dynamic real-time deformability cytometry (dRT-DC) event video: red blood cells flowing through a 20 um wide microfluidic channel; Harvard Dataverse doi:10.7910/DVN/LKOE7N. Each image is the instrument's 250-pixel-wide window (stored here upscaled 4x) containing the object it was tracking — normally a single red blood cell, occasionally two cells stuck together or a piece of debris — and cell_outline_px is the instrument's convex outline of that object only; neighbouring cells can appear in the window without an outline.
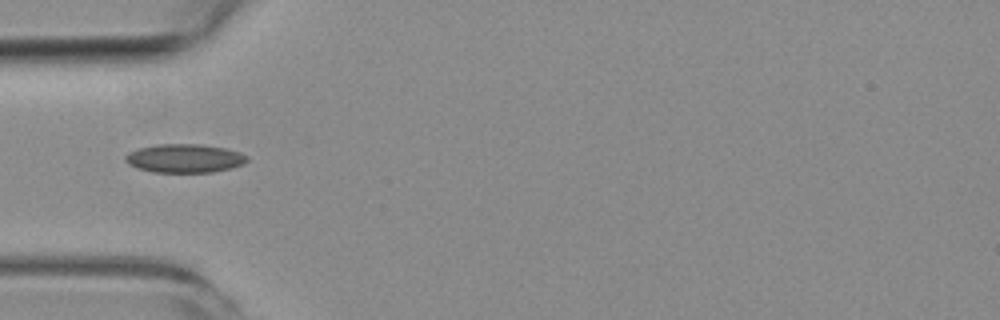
{"species": "common noctule bat (a hibernating species)", "species_latin": "Nyctalus noctula", "temperature_condition": "room temperature", "stored_images_in_passage": 4, "camera_frame_rate_fps": 3000, "um_per_image_px": 0.085, "animal": {"sex": "female", "body_mass_g": 19.3, "forearm_length_mm": 54.1}, "frame": {"image": 1, "passage_image": 3, "time_ms": 2.333, "image_size_px": [1000, 320], "cell_outline_px": [[248, 160], [244, 164], [232, 168], [212, 172], [152, 172], [136, 168], [128, 164], [124, 160], [124, 156], [128, 152], [140, 148], [156, 144], [200, 144], [228, 148], [240, 152], [248, 156]], "centroid_in_image_um": [15.7, 13.45], "position_along_channel_um": 69.3, "area_um2": 20.58}}
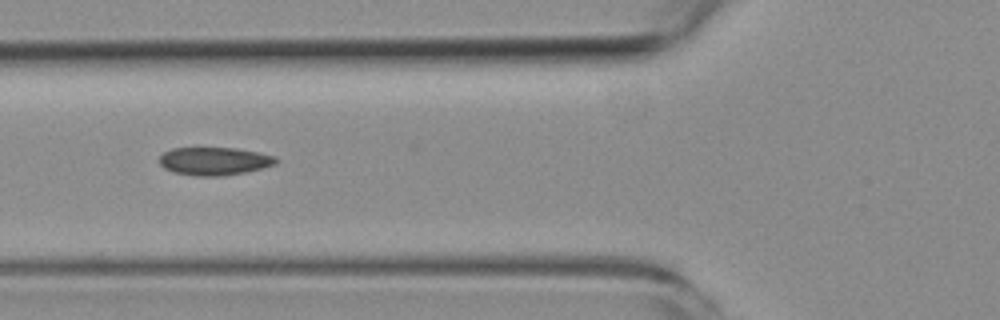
{"frame": {"image": 2, "passage_image": 4, "time_ms": 3.333, "image_size_px": [1000, 320], "cell_outline_px": [[280, 160], [276, 164], [244, 172], [224, 176], [196, 176], [172, 172], [164, 168], [160, 164], [160, 156], [164, 152], [172, 148], [236, 148], [260, 152], [276, 156]], "centroid_in_image_um": [18.24, 13.69], "position_along_channel_um": 107.6, "area_um2": 19.13}}